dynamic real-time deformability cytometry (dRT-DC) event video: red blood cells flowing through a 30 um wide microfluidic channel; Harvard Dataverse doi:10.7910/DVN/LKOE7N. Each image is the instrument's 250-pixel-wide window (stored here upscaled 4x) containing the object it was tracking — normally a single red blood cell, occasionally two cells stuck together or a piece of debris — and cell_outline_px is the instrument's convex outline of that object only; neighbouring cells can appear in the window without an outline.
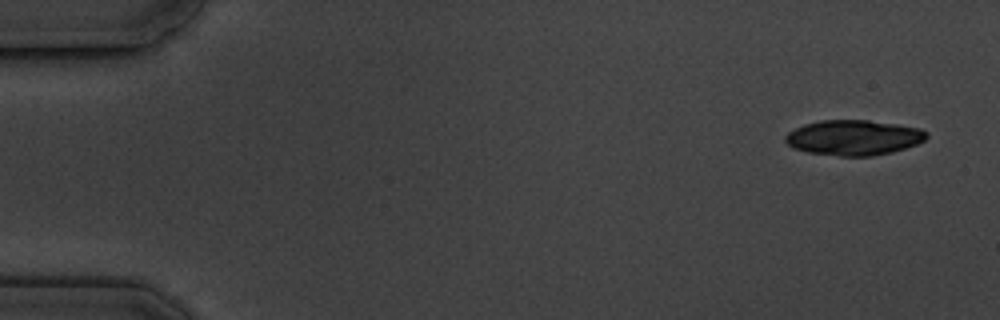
{"species": "common noctule bat (a hibernating species)", "species_latin": "Nyctalus noctula", "temperature_condition": "cold", "stored_images_in_passage": 8, "segment_of_instrument_passage": [1, 2], "camera_frame_rate_fps": 3000, "um_per_image_px": 0.085, "animal": {"sex": "male", "body_mass_g": 19.5, "forearm_length_mm": 54.6}, "frame": {"image": 1, "passage_image": 1, "time_ms": 0.0, "image_size_px": [1000, 320], "cell_outline_px": [[928, 136], [924, 140], [916, 144], [892, 152], [872, 156], [840, 156], [808, 152], [792, 148], [784, 140], [784, 136], [788, 132], [804, 124], [820, 120], [868, 120], [896, 124], [920, 128], [928, 132]], "centroid_in_image_um": [72.54, 11.69], "position_along_channel_um": 12.5, "area_um2": 29.02}}